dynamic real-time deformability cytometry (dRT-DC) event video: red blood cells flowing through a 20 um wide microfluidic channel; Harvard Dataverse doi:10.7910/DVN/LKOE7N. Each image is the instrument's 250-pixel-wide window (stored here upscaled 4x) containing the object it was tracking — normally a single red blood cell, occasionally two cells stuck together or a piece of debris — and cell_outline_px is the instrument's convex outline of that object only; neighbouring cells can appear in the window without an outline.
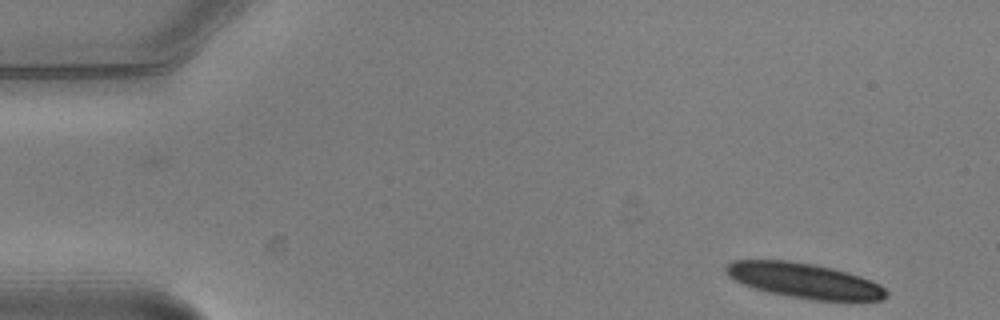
{"species": "common noctule bat (a hibernating species)", "species_latin": "Nyctalus noctula", "temperature_condition": "warm", "stored_images_in_passage": 2, "camera_frame_rate_fps": 3000, "um_per_image_px": 0.085, "animal": {"sex": "male", "body_mass_g": 20.5, "forearm_length_mm": 52.5}, "frame": {"image": 1, "passage_image": 2, "time_ms": 0.333, "image_size_px": [1000, 320], "cell_outline_px": [[888, 296], [884, 300], [812, 300], [768, 292], [744, 284], [728, 276], [724, 268], [732, 260], [784, 260], [816, 264], [848, 272], [872, 280], [880, 284], [888, 292]], "centroid_in_image_um": [68.4, 23.84], "position_along_channel_um": 16.6, "area_um2": 32.66}}